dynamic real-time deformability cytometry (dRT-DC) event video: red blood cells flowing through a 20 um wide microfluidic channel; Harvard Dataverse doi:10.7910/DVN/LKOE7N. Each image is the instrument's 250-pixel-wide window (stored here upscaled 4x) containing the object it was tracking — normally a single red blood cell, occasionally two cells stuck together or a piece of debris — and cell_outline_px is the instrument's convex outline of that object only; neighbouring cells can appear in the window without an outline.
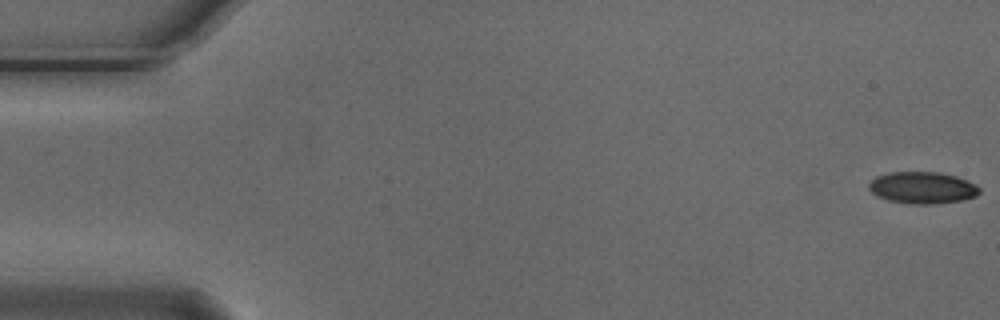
{"species": "Egyptian fruit bat (a non-hibernating species)", "species_latin": "Rousettus aegyptiacus", "temperature_condition": "cold", "stored_images_in_passage": 6, "camera_frame_rate_fps": 3000, "um_per_image_px": 0.085, "animal": {"sex": "male"}, "frame": {"image": 1, "passage_image": 1, "time_ms": 0.0, "image_size_px": [1000, 320], "cell_outline_px": [[980, 192], [976, 196], [960, 200], [932, 204], [908, 204], [888, 200], [876, 196], [868, 188], [868, 184], [876, 176], [888, 172], [940, 172], [956, 176], [976, 184], [980, 188]], "centroid_in_image_um": [78.39, 15.95], "position_along_channel_um": 6.6, "area_um2": 20.58}}
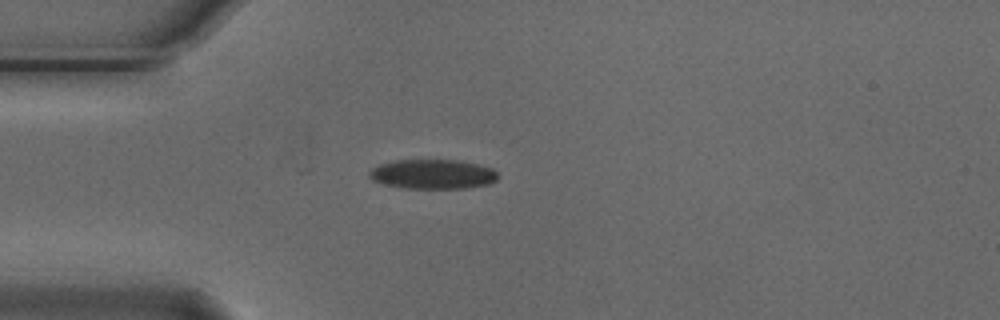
{"frame": {"image": 2, "passage_image": 5, "time_ms": 1.333, "image_size_px": [1000, 320], "cell_outline_px": [[500, 176], [496, 180], [488, 184], [468, 188], [404, 188], [384, 184], [372, 180], [368, 176], [368, 172], [372, 168], [380, 164], [396, 160], [460, 160], [492, 168]], "centroid_in_image_um": [36.78, 14.8], "position_along_channel_um": 48.2, "area_um2": 22.2}}